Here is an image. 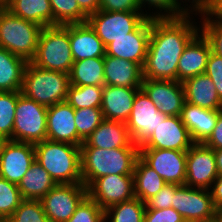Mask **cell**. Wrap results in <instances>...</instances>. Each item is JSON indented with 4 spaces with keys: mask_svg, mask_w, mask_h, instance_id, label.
Returning a JSON list of instances; mask_svg holds the SVG:
<instances>
[{
    "mask_svg": "<svg viewBox=\"0 0 222 222\" xmlns=\"http://www.w3.org/2000/svg\"><path fill=\"white\" fill-rule=\"evenodd\" d=\"M202 14L213 17L215 15L218 20H214L222 25V0H214L212 4Z\"/></svg>",
    "mask_w": 222,
    "mask_h": 222,
    "instance_id": "cell-48",
    "label": "cell"
},
{
    "mask_svg": "<svg viewBox=\"0 0 222 222\" xmlns=\"http://www.w3.org/2000/svg\"><path fill=\"white\" fill-rule=\"evenodd\" d=\"M42 28L0 7V47L28 62L35 57Z\"/></svg>",
    "mask_w": 222,
    "mask_h": 222,
    "instance_id": "cell-6",
    "label": "cell"
},
{
    "mask_svg": "<svg viewBox=\"0 0 222 222\" xmlns=\"http://www.w3.org/2000/svg\"><path fill=\"white\" fill-rule=\"evenodd\" d=\"M4 140L0 137V147H1V144Z\"/></svg>",
    "mask_w": 222,
    "mask_h": 222,
    "instance_id": "cell-54",
    "label": "cell"
},
{
    "mask_svg": "<svg viewBox=\"0 0 222 222\" xmlns=\"http://www.w3.org/2000/svg\"><path fill=\"white\" fill-rule=\"evenodd\" d=\"M203 144L213 150L222 149V110H219L215 128Z\"/></svg>",
    "mask_w": 222,
    "mask_h": 222,
    "instance_id": "cell-46",
    "label": "cell"
},
{
    "mask_svg": "<svg viewBox=\"0 0 222 222\" xmlns=\"http://www.w3.org/2000/svg\"><path fill=\"white\" fill-rule=\"evenodd\" d=\"M141 88L104 85L101 110L104 119L126 123L137 92Z\"/></svg>",
    "mask_w": 222,
    "mask_h": 222,
    "instance_id": "cell-23",
    "label": "cell"
},
{
    "mask_svg": "<svg viewBox=\"0 0 222 222\" xmlns=\"http://www.w3.org/2000/svg\"><path fill=\"white\" fill-rule=\"evenodd\" d=\"M219 111L184 103L180 118L194 143H203L216 126Z\"/></svg>",
    "mask_w": 222,
    "mask_h": 222,
    "instance_id": "cell-25",
    "label": "cell"
},
{
    "mask_svg": "<svg viewBox=\"0 0 222 222\" xmlns=\"http://www.w3.org/2000/svg\"><path fill=\"white\" fill-rule=\"evenodd\" d=\"M185 102L210 110H222V101L211 78L202 73L183 82Z\"/></svg>",
    "mask_w": 222,
    "mask_h": 222,
    "instance_id": "cell-26",
    "label": "cell"
},
{
    "mask_svg": "<svg viewBox=\"0 0 222 222\" xmlns=\"http://www.w3.org/2000/svg\"><path fill=\"white\" fill-rule=\"evenodd\" d=\"M82 180L88 187L95 179L106 175L133 174L139 148L80 147Z\"/></svg>",
    "mask_w": 222,
    "mask_h": 222,
    "instance_id": "cell-3",
    "label": "cell"
},
{
    "mask_svg": "<svg viewBox=\"0 0 222 222\" xmlns=\"http://www.w3.org/2000/svg\"><path fill=\"white\" fill-rule=\"evenodd\" d=\"M87 195L99 206L107 208L135 198L134 175H106L87 187Z\"/></svg>",
    "mask_w": 222,
    "mask_h": 222,
    "instance_id": "cell-11",
    "label": "cell"
},
{
    "mask_svg": "<svg viewBox=\"0 0 222 222\" xmlns=\"http://www.w3.org/2000/svg\"><path fill=\"white\" fill-rule=\"evenodd\" d=\"M205 73L211 78L222 101V57L211 51Z\"/></svg>",
    "mask_w": 222,
    "mask_h": 222,
    "instance_id": "cell-43",
    "label": "cell"
},
{
    "mask_svg": "<svg viewBox=\"0 0 222 222\" xmlns=\"http://www.w3.org/2000/svg\"><path fill=\"white\" fill-rule=\"evenodd\" d=\"M104 86H74L68 88L67 100L75 110L80 108H101Z\"/></svg>",
    "mask_w": 222,
    "mask_h": 222,
    "instance_id": "cell-32",
    "label": "cell"
},
{
    "mask_svg": "<svg viewBox=\"0 0 222 222\" xmlns=\"http://www.w3.org/2000/svg\"><path fill=\"white\" fill-rule=\"evenodd\" d=\"M7 0H0V2L4 5Z\"/></svg>",
    "mask_w": 222,
    "mask_h": 222,
    "instance_id": "cell-53",
    "label": "cell"
},
{
    "mask_svg": "<svg viewBox=\"0 0 222 222\" xmlns=\"http://www.w3.org/2000/svg\"><path fill=\"white\" fill-rule=\"evenodd\" d=\"M139 7L141 8L143 4L148 3L150 6H154L156 8H159V10L164 12H168L166 15L157 14L154 16V18H178L182 17L188 13L189 9H185L181 7L178 0H137ZM181 8V9H180Z\"/></svg>",
    "mask_w": 222,
    "mask_h": 222,
    "instance_id": "cell-40",
    "label": "cell"
},
{
    "mask_svg": "<svg viewBox=\"0 0 222 222\" xmlns=\"http://www.w3.org/2000/svg\"><path fill=\"white\" fill-rule=\"evenodd\" d=\"M196 35L185 47L178 62L177 81L185 80L205 73L207 61L212 51L209 40L204 36Z\"/></svg>",
    "mask_w": 222,
    "mask_h": 222,
    "instance_id": "cell-20",
    "label": "cell"
},
{
    "mask_svg": "<svg viewBox=\"0 0 222 222\" xmlns=\"http://www.w3.org/2000/svg\"><path fill=\"white\" fill-rule=\"evenodd\" d=\"M64 222H105L104 210L87 195L70 219Z\"/></svg>",
    "mask_w": 222,
    "mask_h": 222,
    "instance_id": "cell-39",
    "label": "cell"
},
{
    "mask_svg": "<svg viewBox=\"0 0 222 222\" xmlns=\"http://www.w3.org/2000/svg\"><path fill=\"white\" fill-rule=\"evenodd\" d=\"M104 79L105 85L141 88L143 68L138 63L105 54Z\"/></svg>",
    "mask_w": 222,
    "mask_h": 222,
    "instance_id": "cell-24",
    "label": "cell"
},
{
    "mask_svg": "<svg viewBox=\"0 0 222 222\" xmlns=\"http://www.w3.org/2000/svg\"><path fill=\"white\" fill-rule=\"evenodd\" d=\"M188 17L151 18L143 79L177 81L181 54L199 30Z\"/></svg>",
    "mask_w": 222,
    "mask_h": 222,
    "instance_id": "cell-1",
    "label": "cell"
},
{
    "mask_svg": "<svg viewBox=\"0 0 222 222\" xmlns=\"http://www.w3.org/2000/svg\"><path fill=\"white\" fill-rule=\"evenodd\" d=\"M179 186L178 184L166 183L157 194L145 202L146 209L171 208L173 195Z\"/></svg>",
    "mask_w": 222,
    "mask_h": 222,
    "instance_id": "cell-42",
    "label": "cell"
},
{
    "mask_svg": "<svg viewBox=\"0 0 222 222\" xmlns=\"http://www.w3.org/2000/svg\"><path fill=\"white\" fill-rule=\"evenodd\" d=\"M80 147L139 148L129 134L127 125L121 121L104 119L102 123L89 135Z\"/></svg>",
    "mask_w": 222,
    "mask_h": 222,
    "instance_id": "cell-21",
    "label": "cell"
},
{
    "mask_svg": "<svg viewBox=\"0 0 222 222\" xmlns=\"http://www.w3.org/2000/svg\"><path fill=\"white\" fill-rule=\"evenodd\" d=\"M86 196L84 183L56 184L40 201L50 222H64L70 219Z\"/></svg>",
    "mask_w": 222,
    "mask_h": 222,
    "instance_id": "cell-10",
    "label": "cell"
},
{
    "mask_svg": "<svg viewBox=\"0 0 222 222\" xmlns=\"http://www.w3.org/2000/svg\"><path fill=\"white\" fill-rule=\"evenodd\" d=\"M47 139L77 146L84 142L77 134L75 109L68 102L47 108Z\"/></svg>",
    "mask_w": 222,
    "mask_h": 222,
    "instance_id": "cell-19",
    "label": "cell"
},
{
    "mask_svg": "<svg viewBox=\"0 0 222 222\" xmlns=\"http://www.w3.org/2000/svg\"><path fill=\"white\" fill-rule=\"evenodd\" d=\"M186 222H213L217 211L207 189L180 185L171 205Z\"/></svg>",
    "mask_w": 222,
    "mask_h": 222,
    "instance_id": "cell-9",
    "label": "cell"
},
{
    "mask_svg": "<svg viewBox=\"0 0 222 222\" xmlns=\"http://www.w3.org/2000/svg\"><path fill=\"white\" fill-rule=\"evenodd\" d=\"M69 79L74 86H104V57L74 61Z\"/></svg>",
    "mask_w": 222,
    "mask_h": 222,
    "instance_id": "cell-30",
    "label": "cell"
},
{
    "mask_svg": "<svg viewBox=\"0 0 222 222\" xmlns=\"http://www.w3.org/2000/svg\"><path fill=\"white\" fill-rule=\"evenodd\" d=\"M154 16L140 12L99 10L89 15L87 22L106 47L113 39L126 37L133 32L147 17L154 18Z\"/></svg>",
    "mask_w": 222,
    "mask_h": 222,
    "instance_id": "cell-8",
    "label": "cell"
},
{
    "mask_svg": "<svg viewBox=\"0 0 222 222\" xmlns=\"http://www.w3.org/2000/svg\"><path fill=\"white\" fill-rule=\"evenodd\" d=\"M104 120L101 108H80L75 110V124L78 136L85 141Z\"/></svg>",
    "mask_w": 222,
    "mask_h": 222,
    "instance_id": "cell-37",
    "label": "cell"
},
{
    "mask_svg": "<svg viewBox=\"0 0 222 222\" xmlns=\"http://www.w3.org/2000/svg\"><path fill=\"white\" fill-rule=\"evenodd\" d=\"M145 209V203L135 197L104 210L105 220L112 215L111 222H144Z\"/></svg>",
    "mask_w": 222,
    "mask_h": 222,
    "instance_id": "cell-33",
    "label": "cell"
},
{
    "mask_svg": "<svg viewBox=\"0 0 222 222\" xmlns=\"http://www.w3.org/2000/svg\"><path fill=\"white\" fill-rule=\"evenodd\" d=\"M8 222H50L40 200H23Z\"/></svg>",
    "mask_w": 222,
    "mask_h": 222,
    "instance_id": "cell-38",
    "label": "cell"
},
{
    "mask_svg": "<svg viewBox=\"0 0 222 222\" xmlns=\"http://www.w3.org/2000/svg\"><path fill=\"white\" fill-rule=\"evenodd\" d=\"M99 10L106 12H139L141 9L137 0H100Z\"/></svg>",
    "mask_w": 222,
    "mask_h": 222,
    "instance_id": "cell-45",
    "label": "cell"
},
{
    "mask_svg": "<svg viewBox=\"0 0 222 222\" xmlns=\"http://www.w3.org/2000/svg\"><path fill=\"white\" fill-rule=\"evenodd\" d=\"M151 33V17H147L133 32L126 37L113 39L105 48L106 55L145 64L149 37Z\"/></svg>",
    "mask_w": 222,
    "mask_h": 222,
    "instance_id": "cell-17",
    "label": "cell"
},
{
    "mask_svg": "<svg viewBox=\"0 0 222 222\" xmlns=\"http://www.w3.org/2000/svg\"><path fill=\"white\" fill-rule=\"evenodd\" d=\"M21 91L0 92V137L13 140L14 118Z\"/></svg>",
    "mask_w": 222,
    "mask_h": 222,
    "instance_id": "cell-35",
    "label": "cell"
},
{
    "mask_svg": "<svg viewBox=\"0 0 222 222\" xmlns=\"http://www.w3.org/2000/svg\"><path fill=\"white\" fill-rule=\"evenodd\" d=\"M216 168L219 175L222 174V149L214 150Z\"/></svg>",
    "mask_w": 222,
    "mask_h": 222,
    "instance_id": "cell-51",
    "label": "cell"
},
{
    "mask_svg": "<svg viewBox=\"0 0 222 222\" xmlns=\"http://www.w3.org/2000/svg\"><path fill=\"white\" fill-rule=\"evenodd\" d=\"M34 160V144L4 140L0 147V177L18 185Z\"/></svg>",
    "mask_w": 222,
    "mask_h": 222,
    "instance_id": "cell-15",
    "label": "cell"
},
{
    "mask_svg": "<svg viewBox=\"0 0 222 222\" xmlns=\"http://www.w3.org/2000/svg\"><path fill=\"white\" fill-rule=\"evenodd\" d=\"M79 7L89 16L99 11L100 0H76Z\"/></svg>",
    "mask_w": 222,
    "mask_h": 222,
    "instance_id": "cell-49",
    "label": "cell"
},
{
    "mask_svg": "<svg viewBox=\"0 0 222 222\" xmlns=\"http://www.w3.org/2000/svg\"><path fill=\"white\" fill-rule=\"evenodd\" d=\"M53 11V25L84 23L88 15L76 0H50Z\"/></svg>",
    "mask_w": 222,
    "mask_h": 222,
    "instance_id": "cell-34",
    "label": "cell"
},
{
    "mask_svg": "<svg viewBox=\"0 0 222 222\" xmlns=\"http://www.w3.org/2000/svg\"><path fill=\"white\" fill-rule=\"evenodd\" d=\"M212 184L214 186L210 193L214 207L217 212H222V174L218 175Z\"/></svg>",
    "mask_w": 222,
    "mask_h": 222,
    "instance_id": "cell-47",
    "label": "cell"
},
{
    "mask_svg": "<svg viewBox=\"0 0 222 222\" xmlns=\"http://www.w3.org/2000/svg\"><path fill=\"white\" fill-rule=\"evenodd\" d=\"M28 61L0 47V92L21 91Z\"/></svg>",
    "mask_w": 222,
    "mask_h": 222,
    "instance_id": "cell-29",
    "label": "cell"
},
{
    "mask_svg": "<svg viewBox=\"0 0 222 222\" xmlns=\"http://www.w3.org/2000/svg\"><path fill=\"white\" fill-rule=\"evenodd\" d=\"M218 175L214 150L194 143L187 150L185 185L209 190Z\"/></svg>",
    "mask_w": 222,
    "mask_h": 222,
    "instance_id": "cell-14",
    "label": "cell"
},
{
    "mask_svg": "<svg viewBox=\"0 0 222 222\" xmlns=\"http://www.w3.org/2000/svg\"><path fill=\"white\" fill-rule=\"evenodd\" d=\"M214 0H193L194 4L193 10L195 9L198 12H204ZM196 7V8H195Z\"/></svg>",
    "mask_w": 222,
    "mask_h": 222,
    "instance_id": "cell-50",
    "label": "cell"
},
{
    "mask_svg": "<svg viewBox=\"0 0 222 222\" xmlns=\"http://www.w3.org/2000/svg\"><path fill=\"white\" fill-rule=\"evenodd\" d=\"M133 175L135 197L144 203L157 194L166 184L164 179L140 157L135 162Z\"/></svg>",
    "mask_w": 222,
    "mask_h": 222,
    "instance_id": "cell-31",
    "label": "cell"
},
{
    "mask_svg": "<svg viewBox=\"0 0 222 222\" xmlns=\"http://www.w3.org/2000/svg\"><path fill=\"white\" fill-rule=\"evenodd\" d=\"M194 142L180 116H166L139 149H171L187 151Z\"/></svg>",
    "mask_w": 222,
    "mask_h": 222,
    "instance_id": "cell-16",
    "label": "cell"
},
{
    "mask_svg": "<svg viewBox=\"0 0 222 222\" xmlns=\"http://www.w3.org/2000/svg\"><path fill=\"white\" fill-rule=\"evenodd\" d=\"M55 185L50 174L34 160L19 182L18 188L23 199L41 200Z\"/></svg>",
    "mask_w": 222,
    "mask_h": 222,
    "instance_id": "cell-28",
    "label": "cell"
},
{
    "mask_svg": "<svg viewBox=\"0 0 222 222\" xmlns=\"http://www.w3.org/2000/svg\"><path fill=\"white\" fill-rule=\"evenodd\" d=\"M165 117L166 115L158 111V108L141 88L134 98L130 116L125 124L133 142L140 146L152 135Z\"/></svg>",
    "mask_w": 222,
    "mask_h": 222,
    "instance_id": "cell-12",
    "label": "cell"
},
{
    "mask_svg": "<svg viewBox=\"0 0 222 222\" xmlns=\"http://www.w3.org/2000/svg\"><path fill=\"white\" fill-rule=\"evenodd\" d=\"M47 139V107L27 98L18 96L13 141L38 143Z\"/></svg>",
    "mask_w": 222,
    "mask_h": 222,
    "instance_id": "cell-7",
    "label": "cell"
},
{
    "mask_svg": "<svg viewBox=\"0 0 222 222\" xmlns=\"http://www.w3.org/2000/svg\"><path fill=\"white\" fill-rule=\"evenodd\" d=\"M69 86V74L43 69L28 62L21 93L48 108L67 100Z\"/></svg>",
    "mask_w": 222,
    "mask_h": 222,
    "instance_id": "cell-4",
    "label": "cell"
},
{
    "mask_svg": "<svg viewBox=\"0 0 222 222\" xmlns=\"http://www.w3.org/2000/svg\"><path fill=\"white\" fill-rule=\"evenodd\" d=\"M202 33L209 40L212 51L222 57V25L210 17L203 18Z\"/></svg>",
    "mask_w": 222,
    "mask_h": 222,
    "instance_id": "cell-41",
    "label": "cell"
},
{
    "mask_svg": "<svg viewBox=\"0 0 222 222\" xmlns=\"http://www.w3.org/2000/svg\"><path fill=\"white\" fill-rule=\"evenodd\" d=\"M12 14L44 27L53 26L50 0H7L4 5Z\"/></svg>",
    "mask_w": 222,
    "mask_h": 222,
    "instance_id": "cell-27",
    "label": "cell"
},
{
    "mask_svg": "<svg viewBox=\"0 0 222 222\" xmlns=\"http://www.w3.org/2000/svg\"><path fill=\"white\" fill-rule=\"evenodd\" d=\"M69 40L74 61L105 57L106 48L88 22L69 24Z\"/></svg>",
    "mask_w": 222,
    "mask_h": 222,
    "instance_id": "cell-22",
    "label": "cell"
},
{
    "mask_svg": "<svg viewBox=\"0 0 222 222\" xmlns=\"http://www.w3.org/2000/svg\"><path fill=\"white\" fill-rule=\"evenodd\" d=\"M35 160L56 184L83 183L80 146L48 139L35 143Z\"/></svg>",
    "mask_w": 222,
    "mask_h": 222,
    "instance_id": "cell-2",
    "label": "cell"
},
{
    "mask_svg": "<svg viewBox=\"0 0 222 222\" xmlns=\"http://www.w3.org/2000/svg\"><path fill=\"white\" fill-rule=\"evenodd\" d=\"M23 200L18 185L0 177V220H7Z\"/></svg>",
    "mask_w": 222,
    "mask_h": 222,
    "instance_id": "cell-36",
    "label": "cell"
},
{
    "mask_svg": "<svg viewBox=\"0 0 222 222\" xmlns=\"http://www.w3.org/2000/svg\"><path fill=\"white\" fill-rule=\"evenodd\" d=\"M213 222H222V212H217V215Z\"/></svg>",
    "mask_w": 222,
    "mask_h": 222,
    "instance_id": "cell-52",
    "label": "cell"
},
{
    "mask_svg": "<svg viewBox=\"0 0 222 222\" xmlns=\"http://www.w3.org/2000/svg\"><path fill=\"white\" fill-rule=\"evenodd\" d=\"M144 222H186L174 208L145 209Z\"/></svg>",
    "mask_w": 222,
    "mask_h": 222,
    "instance_id": "cell-44",
    "label": "cell"
},
{
    "mask_svg": "<svg viewBox=\"0 0 222 222\" xmlns=\"http://www.w3.org/2000/svg\"><path fill=\"white\" fill-rule=\"evenodd\" d=\"M139 157L166 183L185 185L187 151L139 149Z\"/></svg>",
    "mask_w": 222,
    "mask_h": 222,
    "instance_id": "cell-13",
    "label": "cell"
},
{
    "mask_svg": "<svg viewBox=\"0 0 222 222\" xmlns=\"http://www.w3.org/2000/svg\"><path fill=\"white\" fill-rule=\"evenodd\" d=\"M141 88L160 113L180 116L185 103L183 83L172 80L143 79Z\"/></svg>",
    "mask_w": 222,
    "mask_h": 222,
    "instance_id": "cell-18",
    "label": "cell"
},
{
    "mask_svg": "<svg viewBox=\"0 0 222 222\" xmlns=\"http://www.w3.org/2000/svg\"><path fill=\"white\" fill-rule=\"evenodd\" d=\"M33 65L69 74L74 63L70 48L69 24L42 28Z\"/></svg>",
    "mask_w": 222,
    "mask_h": 222,
    "instance_id": "cell-5",
    "label": "cell"
}]
</instances>
